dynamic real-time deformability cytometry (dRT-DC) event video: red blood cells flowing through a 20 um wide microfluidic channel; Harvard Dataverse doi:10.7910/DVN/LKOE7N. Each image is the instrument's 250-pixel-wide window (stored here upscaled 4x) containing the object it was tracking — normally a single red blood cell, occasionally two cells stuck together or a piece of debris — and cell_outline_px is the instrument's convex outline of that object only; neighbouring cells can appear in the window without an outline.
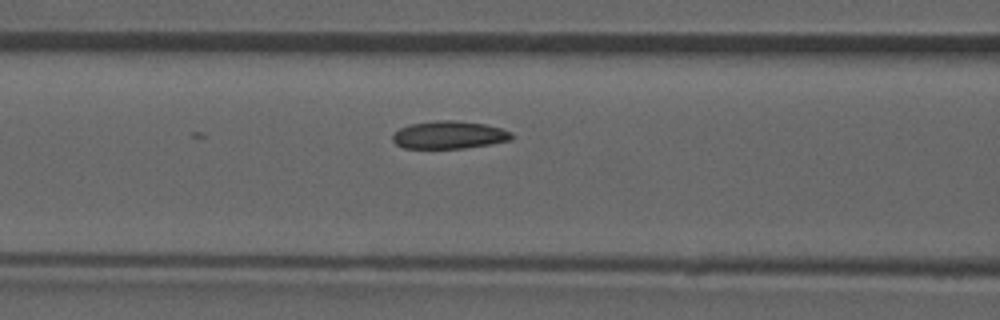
{"species": "common noctule bat (a hibernating species)", "species_latin": "Nyctalus noctula", "temperature_condition": "room temperature", "stored_images_in_passage": 22, "camera_frame_rate_fps": 3000, "um_per_image_px": 0.085, "animal": {"sex": "male", "forearm_length_mm": 52.5}, "frame": {"image": 1, "passage_image": 22, "time_ms": 7.0, "image_size_px": [1000, 320], "cell_outline_px": [[512, 140], [464, 148], [404, 148], [396, 144], [392, 140], [392, 136], [400, 128], [412, 124], [436, 120], [456, 120], [484, 124], [500, 128], [512, 132]], "centroid_in_image_um": [38.18, 11.46], "position_along_channel_um": 128.4, "area_um2": 19.07}}